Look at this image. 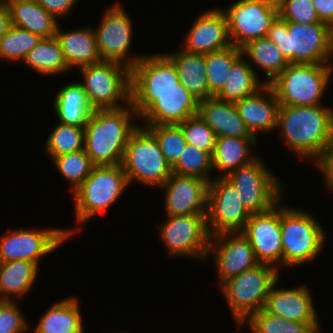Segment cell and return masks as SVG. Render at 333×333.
Segmentation results:
<instances>
[{"label":"cell","mask_w":333,"mask_h":333,"mask_svg":"<svg viewBox=\"0 0 333 333\" xmlns=\"http://www.w3.org/2000/svg\"><path fill=\"white\" fill-rule=\"evenodd\" d=\"M322 105L279 106L276 130L301 160L316 162L333 140V109Z\"/></svg>","instance_id":"obj_1"},{"label":"cell","mask_w":333,"mask_h":333,"mask_svg":"<svg viewBox=\"0 0 333 333\" xmlns=\"http://www.w3.org/2000/svg\"><path fill=\"white\" fill-rule=\"evenodd\" d=\"M134 119L139 117L131 103L94 110L84 127V150L95 166L122 164L128 139L139 126Z\"/></svg>","instance_id":"obj_2"},{"label":"cell","mask_w":333,"mask_h":333,"mask_svg":"<svg viewBox=\"0 0 333 333\" xmlns=\"http://www.w3.org/2000/svg\"><path fill=\"white\" fill-rule=\"evenodd\" d=\"M267 37L280 49L289 63L332 64L333 29L323 23L287 22L279 15L272 22Z\"/></svg>","instance_id":"obj_3"},{"label":"cell","mask_w":333,"mask_h":333,"mask_svg":"<svg viewBox=\"0 0 333 333\" xmlns=\"http://www.w3.org/2000/svg\"><path fill=\"white\" fill-rule=\"evenodd\" d=\"M315 218L306 210L281 206L283 267L308 264L323 251L326 230Z\"/></svg>","instance_id":"obj_4"},{"label":"cell","mask_w":333,"mask_h":333,"mask_svg":"<svg viewBox=\"0 0 333 333\" xmlns=\"http://www.w3.org/2000/svg\"><path fill=\"white\" fill-rule=\"evenodd\" d=\"M129 186L122 165L94 166L73 192L75 220L85 224L113 206Z\"/></svg>","instance_id":"obj_5"},{"label":"cell","mask_w":333,"mask_h":333,"mask_svg":"<svg viewBox=\"0 0 333 333\" xmlns=\"http://www.w3.org/2000/svg\"><path fill=\"white\" fill-rule=\"evenodd\" d=\"M333 64L290 63L271 83L279 105L316 106L329 87Z\"/></svg>","instance_id":"obj_6"},{"label":"cell","mask_w":333,"mask_h":333,"mask_svg":"<svg viewBox=\"0 0 333 333\" xmlns=\"http://www.w3.org/2000/svg\"><path fill=\"white\" fill-rule=\"evenodd\" d=\"M121 165L130 185L137 181L160 188L173 173L155 136L142 124L130 135Z\"/></svg>","instance_id":"obj_7"},{"label":"cell","mask_w":333,"mask_h":333,"mask_svg":"<svg viewBox=\"0 0 333 333\" xmlns=\"http://www.w3.org/2000/svg\"><path fill=\"white\" fill-rule=\"evenodd\" d=\"M279 272L270 264L260 263L220 286L238 328L252 313L264 308Z\"/></svg>","instance_id":"obj_8"},{"label":"cell","mask_w":333,"mask_h":333,"mask_svg":"<svg viewBox=\"0 0 333 333\" xmlns=\"http://www.w3.org/2000/svg\"><path fill=\"white\" fill-rule=\"evenodd\" d=\"M79 70L83 78L80 84L94 110L119 109L130 104L129 67L115 61L102 60Z\"/></svg>","instance_id":"obj_9"},{"label":"cell","mask_w":333,"mask_h":333,"mask_svg":"<svg viewBox=\"0 0 333 333\" xmlns=\"http://www.w3.org/2000/svg\"><path fill=\"white\" fill-rule=\"evenodd\" d=\"M130 103L144 125L180 124L198 114L199 102L181 84L167 92H130Z\"/></svg>","instance_id":"obj_10"},{"label":"cell","mask_w":333,"mask_h":333,"mask_svg":"<svg viewBox=\"0 0 333 333\" xmlns=\"http://www.w3.org/2000/svg\"><path fill=\"white\" fill-rule=\"evenodd\" d=\"M260 158L225 176L235 186L240 201L251 214L264 213L277 205L284 186Z\"/></svg>","instance_id":"obj_11"},{"label":"cell","mask_w":333,"mask_h":333,"mask_svg":"<svg viewBox=\"0 0 333 333\" xmlns=\"http://www.w3.org/2000/svg\"><path fill=\"white\" fill-rule=\"evenodd\" d=\"M251 213L240 201L239 194L226 177L209 182L206 224L210 237L221 233L242 232Z\"/></svg>","instance_id":"obj_12"},{"label":"cell","mask_w":333,"mask_h":333,"mask_svg":"<svg viewBox=\"0 0 333 333\" xmlns=\"http://www.w3.org/2000/svg\"><path fill=\"white\" fill-rule=\"evenodd\" d=\"M81 228L14 229L0 236V262L27 260L40 265L42 257L54 252Z\"/></svg>","instance_id":"obj_13"},{"label":"cell","mask_w":333,"mask_h":333,"mask_svg":"<svg viewBox=\"0 0 333 333\" xmlns=\"http://www.w3.org/2000/svg\"><path fill=\"white\" fill-rule=\"evenodd\" d=\"M158 229L170 256L202 261L208 257L210 235L206 214L167 216Z\"/></svg>","instance_id":"obj_14"},{"label":"cell","mask_w":333,"mask_h":333,"mask_svg":"<svg viewBox=\"0 0 333 333\" xmlns=\"http://www.w3.org/2000/svg\"><path fill=\"white\" fill-rule=\"evenodd\" d=\"M124 10L119 1L106 8L94 33L102 60L115 61L131 69L143 56L128 54L132 45L133 27L131 18Z\"/></svg>","instance_id":"obj_15"},{"label":"cell","mask_w":333,"mask_h":333,"mask_svg":"<svg viewBox=\"0 0 333 333\" xmlns=\"http://www.w3.org/2000/svg\"><path fill=\"white\" fill-rule=\"evenodd\" d=\"M232 45L244 46L253 39L267 37L278 16L276 0H238L224 8Z\"/></svg>","instance_id":"obj_16"},{"label":"cell","mask_w":333,"mask_h":333,"mask_svg":"<svg viewBox=\"0 0 333 333\" xmlns=\"http://www.w3.org/2000/svg\"><path fill=\"white\" fill-rule=\"evenodd\" d=\"M211 254L220 278L219 287L228 279L260 264L242 232L221 233L210 237L208 256Z\"/></svg>","instance_id":"obj_17"},{"label":"cell","mask_w":333,"mask_h":333,"mask_svg":"<svg viewBox=\"0 0 333 333\" xmlns=\"http://www.w3.org/2000/svg\"><path fill=\"white\" fill-rule=\"evenodd\" d=\"M281 202L267 212L251 214L242 230L257 260L278 270L282 267Z\"/></svg>","instance_id":"obj_18"},{"label":"cell","mask_w":333,"mask_h":333,"mask_svg":"<svg viewBox=\"0 0 333 333\" xmlns=\"http://www.w3.org/2000/svg\"><path fill=\"white\" fill-rule=\"evenodd\" d=\"M184 39L182 49L190 53L208 54L231 46L228 19L222 7L203 11Z\"/></svg>","instance_id":"obj_19"},{"label":"cell","mask_w":333,"mask_h":333,"mask_svg":"<svg viewBox=\"0 0 333 333\" xmlns=\"http://www.w3.org/2000/svg\"><path fill=\"white\" fill-rule=\"evenodd\" d=\"M209 182L172 173L159 189H165L167 216L206 214Z\"/></svg>","instance_id":"obj_20"},{"label":"cell","mask_w":333,"mask_h":333,"mask_svg":"<svg viewBox=\"0 0 333 333\" xmlns=\"http://www.w3.org/2000/svg\"><path fill=\"white\" fill-rule=\"evenodd\" d=\"M279 281L271 287L264 309L287 320L320 323L310 289L305 284L279 289L276 288Z\"/></svg>","instance_id":"obj_21"},{"label":"cell","mask_w":333,"mask_h":333,"mask_svg":"<svg viewBox=\"0 0 333 333\" xmlns=\"http://www.w3.org/2000/svg\"><path fill=\"white\" fill-rule=\"evenodd\" d=\"M178 83L174 64L164 54L143 55L131 68L130 92H167Z\"/></svg>","instance_id":"obj_22"},{"label":"cell","mask_w":333,"mask_h":333,"mask_svg":"<svg viewBox=\"0 0 333 333\" xmlns=\"http://www.w3.org/2000/svg\"><path fill=\"white\" fill-rule=\"evenodd\" d=\"M235 105L247 129L256 138L260 131L276 129L280 105L270 84H265L255 94L236 101Z\"/></svg>","instance_id":"obj_23"},{"label":"cell","mask_w":333,"mask_h":333,"mask_svg":"<svg viewBox=\"0 0 333 333\" xmlns=\"http://www.w3.org/2000/svg\"><path fill=\"white\" fill-rule=\"evenodd\" d=\"M198 114L216 137L256 138L247 129L234 102L213 96L199 102Z\"/></svg>","instance_id":"obj_24"},{"label":"cell","mask_w":333,"mask_h":333,"mask_svg":"<svg viewBox=\"0 0 333 333\" xmlns=\"http://www.w3.org/2000/svg\"><path fill=\"white\" fill-rule=\"evenodd\" d=\"M59 24L55 37L61 45L64 59L70 71L102 61L97 48L94 29L82 28L61 31Z\"/></svg>","instance_id":"obj_25"},{"label":"cell","mask_w":333,"mask_h":333,"mask_svg":"<svg viewBox=\"0 0 333 333\" xmlns=\"http://www.w3.org/2000/svg\"><path fill=\"white\" fill-rule=\"evenodd\" d=\"M164 55L174 64L180 83L198 102L213 97L207 85L206 54L190 53L180 48Z\"/></svg>","instance_id":"obj_26"},{"label":"cell","mask_w":333,"mask_h":333,"mask_svg":"<svg viewBox=\"0 0 333 333\" xmlns=\"http://www.w3.org/2000/svg\"><path fill=\"white\" fill-rule=\"evenodd\" d=\"M11 14L12 26L27 30L39 35L41 38L55 37L57 19L31 0H3Z\"/></svg>","instance_id":"obj_27"},{"label":"cell","mask_w":333,"mask_h":333,"mask_svg":"<svg viewBox=\"0 0 333 333\" xmlns=\"http://www.w3.org/2000/svg\"><path fill=\"white\" fill-rule=\"evenodd\" d=\"M258 138L216 137L212 155L213 171L219 176H227L233 170L247 165L256 159L251 148L257 146ZM223 172V173H222Z\"/></svg>","instance_id":"obj_28"},{"label":"cell","mask_w":333,"mask_h":333,"mask_svg":"<svg viewBox=\"0 0 333 333\" xmlns=\"http://www.w3.org/2000/svg\"><path fill=\"white\" fill-rule=\"evenodd\" d=\"M54 99V112L59 123L85 127L94 112L80 82L64 85Z\"/></svg>","instance_id":"obj_29"},{"label":"cell","mask_w":333,"mask_h":333,"mask_svg":"<svg viewBox=\"0 0 333 333\" xmlns=\"http://www.w3.org/2000/svg\"><path fill=\"white\" fill-rule=\"evenodd\" d=\"M76 297L51 305L39 319L35 333H84L82 315Z\"/></svg>","instance_id":"obj_30"},{"label":"cell","mask_w":333,"mask_h":333,"mask_svg":"<svg viewBox=\"0 0 333 333\" xmlns=\"http://www.w3.org/2000/svg\"><path fill=\"white\" fill-rule=\"evenodd\" d=\"M38 271L39 266L27 260L0 262V301H16L26 295L33 288Z\"/></svg>","instance_id":"obj_31"},{"label":"cell","mask_w":333,"mask_h":333,"mask_svg":"<svg viewBox=\"0 0 333 333\" xmlns=\"http://www.w3.org/2000/svg\"><path fill=\"white\" fill-rule=\"evenodd\" d=\"M245 57H241L231 68L222 89L215 97L236 102L255 94L265 83L261 82L256 68Z\"/></svg>","instance_id":"obj_32"},{"label":"cell","mask_w":333,"mask_h":333,"mask_svg":"<svg viewBox=\"0 0 333 333\" xmlns=\"http://www.w3.org/2000/svg\"><path fill=\"white\" fill-rule=\"evenodd\" d=\"M243 57L249 59L266 74L265 84H270L290 63L278 46L268 37L248 41L241 47Z\"/></svg>","instance_id":"obj_33"},{"label":"cell","mask_w":333,"mask_h":333,"mask_svg":"<svg viewBox=\"0 0 333 333\" xmlns=\"http://www.w3.org/2000/svg\"><path fill=\"white\" fill-rule=\"evenodd\" d=\"M23 61L36 73L47 76L66 73L70 70L56 37L42 38Z\"/></svg>","instance_id":"obj_34"},{"label":"cell","mask_w":333,"mask_h":333,"mask_svg":"<svg viewBox=\"0 0 333 333\" xmlns=\"http://www.w3.org/2000/svg\"><path fill=\"white\" fill-rule=\"evenodd\" d=\"M245 322L251 333H314L319 330L320 323H305L287 320L267 312L264 308L252 313Z\"/></svg>","instance_id":"obj_35"},{"label":"cell","mask_w":333,"mask_h":333,"mask_svg":"<svg viewBox=\"0 0 333 333\" xmlns=\"http://www.w3.org/2000/svg\"><path fill=\"white\" fill-rule=\"evenodd\" d=\"M242 56L241 48L234 45L206 54L207 85L213 96L222 89L232 66Z\"/></svg>","instance_id":"obj_36"},{"label":"cell","mask_w":333,"mask_h":333,"mask_svg":"<svg viewBox=\"0 0 333 333\" xmlns=\"http://www.w3.org/2000/svg\"><path fill=\"white\" fill-rule=\"evenodd\" d=\"M84 140V127L57 122L46 140L45 152L52 160L56 156L84 149Z\"/></svg>","instance_id":"obj_37"},{"label":"cell","mask_w":333,"mask_h":333,"mask_svg":"<svg viewBox=\"0 0 333 333\" xmlns=\"http://www.w3.org/2000/svg\"><path fill=\"white\" fill-rule=\"evenodd\" d=\"M172 172L178 175L197 177L210 182L213 179L211 178V174L213 173L212 155L209 152L187 144L178 161L172 166Z\"/></svg>","instance_id":"obj_38"},{"label":"cell","mask_w":333,"mask_h":333,"mask_svg":"<svg viewBox=\"0 0 333 333\" xmlns=\"http://www.w3.org/2000/svg\"><path fill=\"white\" fill-rule=\"evenodd\" d=\"M52 161L64 179L71 183L73 192L90 175L95 166L84 149L56 156Z\"/></svg>","instance_id":"obj_39"},{"label":"cell","mask_w":333,"mask_h":333,"mask_svg":"<svg viewBox=\"0 0 333 333\" xmlns=\"http://www.w3.org/2000/svg\"><path fill=\"white\" fill-rule=\"evenodd\" d=\"M41 39L37 34L11 26L0 39V59L13 62L23 61Z\"/></svg>","instance_id":"obj_40"},{"label":"cell","mask_w":333,"mask_h":333,"mask_svg":"<svg viewBox=\"0 0 333 333\" xmlns=\"http://www.w3.org/2000/svg\"><path fill=\"white\" fill-rule=\"evenodd\" d=\"M142 126H145L155 136L166 161L172 167L187 145L181 127L178 124Z\"/></svg>","instance_id":"obj_41"},{"label":"cell","mask_w":333,"mask_h":333,"mask_svg":"<svg viewBox=\"0 0 333 333\" xmlns=\"http://www.w3.org/2000/svg\"><path fill=\"white\" fill-rule=\"evenodd\" d=\"M178 125L183 131L187 144L213 155L216 141L215 133L199 114L187 118Z\"/></svg>","instance_id":"obj_42"},{"label":"cell","mask_w":333,"mask_h":333,"mask_svg":"<svg viewBox=\"0 0 333 333\" xmlns=\"http://www.w3.org/2000/svg\"><path fill=\"white\" fill-rule=\"evenodd\" d=\"M278 15L287 22L313 24L320 22L312 0H276Z\"/></svg>","instance_id":"obj_43"},{"label":"cell","mask_w":333,"mask_h":333,"mask_svg":"<svg viewBox=\"0 0 333 333\" xmlns=\"http://www.w3.org/2000/svg\"><path fill=\"white\" fill-rule=\"evenodd\" d=\"M28 324L17 301H0V333H25Z\"/></svg>","instance_id":"obj_44"},{"label":"cell","mask_w":333,"mask_h":333,"mask_svg":"<svg viewBox=\"0 0 333 333\" xmlns=\"http://www.w3.org/2000/svg\"><path fill=\"white\" fill-rule=\"evenodd\" d=\"M315 165L325 178L327 188L333 191V140L326 146Z\"/></svg>","instance_id":"obj_45"},{"label":"cell","mask_w":333,"mask_h":333,"mask_svg":"<svg viewBox=\"0 0 333 333\" xmlns=\"http://www.w3.org/2000/svg\"><path fill=\"white\" fill-rule=\"evenodd\" d=\"M79 0H38L37 2L56 19L68 15Z\"/></svg>","instance_id":"obj_46"},{"label":"cell","mask_w":333,"mask_h":333,"mask_svg":"<svg viewBox=\"0 0 333 333\" xmlns=\"http://www.w3.org/2000/svg\"><path fill=\"white\" fill-rule=\"evenodd\" d=\"M320 22L333 29V0H312Z\"/></svg>","instance_id":"obj_47"},{"label":"cell","mask_w":333,"mask_h":333,"mask_svg":"<svg viewBox=\"0 0 333 333\" xmlns=\"http://www.w3.org/2000/svg\"><path fill=\"white\" fill-rule=\"evenodd\" d=\"M11 14L8 6L3 0H0V39L11 28Z\"/></svg>","instance_id":"obj_48"},{"label":"cell","mask_w":333,"mask_h":333,"mask_svg":"<svg viewBox=\"0 0 333 333\" xmlns=\"http://www.w3.org/2000/svg\"><path fill=\"white\" fill-rule=\"evenodd\" d=\"M314 333H322L321 329L317 330L316 332Z\"/></svg>","instance_id":"obj_49"}]
</instances>
